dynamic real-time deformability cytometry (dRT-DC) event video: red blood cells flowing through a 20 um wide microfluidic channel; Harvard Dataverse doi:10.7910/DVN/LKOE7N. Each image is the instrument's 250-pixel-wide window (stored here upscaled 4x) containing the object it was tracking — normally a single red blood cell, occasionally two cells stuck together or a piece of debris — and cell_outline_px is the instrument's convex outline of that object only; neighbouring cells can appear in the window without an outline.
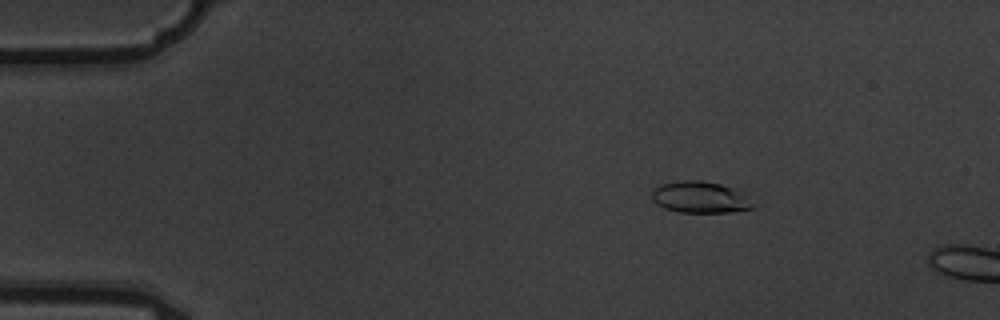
{"species": "common noctule bat (a hibernating species)", "species_latin": "Nyctalus noctula", "temperature_condition": "warm", "stored_images_in_passage": 2, "camera_frame_rate_fps": 3000, "um_per_image_px": 0.085, "animal": {"sex": "male", "body_mass_g": 19.5, "forearm_length_mm": 54.6}, "frame": {"image": 1, "passage_image": 1, "time_ms": 0.0, "image_size_px": [1000, 320], "cell_outline_px": [[756, 204], [752, 208], [728, 212], [680, 212], [664, 208], [656, 204], [652, 200], [652, 188], [660, 184], [680, 180], [700, 180], [720, 184], [732, 188]], "centroid_in_image_um": [59.43, 16.76], "position_along_channel_um": 25.6, "area_um2": 18.44}}